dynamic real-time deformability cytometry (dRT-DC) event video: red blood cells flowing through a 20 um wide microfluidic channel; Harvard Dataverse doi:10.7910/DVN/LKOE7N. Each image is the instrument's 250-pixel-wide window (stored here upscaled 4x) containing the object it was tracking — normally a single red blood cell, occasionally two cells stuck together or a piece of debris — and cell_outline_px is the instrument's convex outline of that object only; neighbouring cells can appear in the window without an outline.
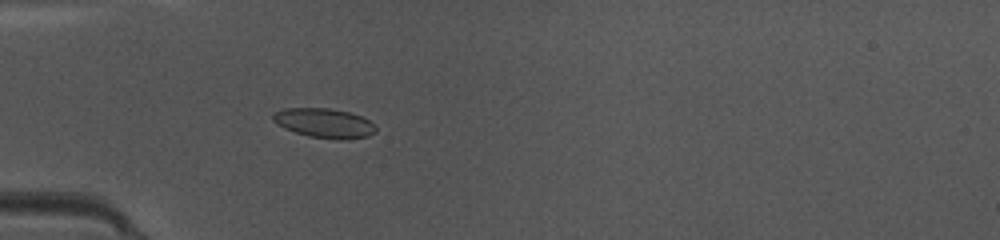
{"species": "common noctule bat (a hibernating species)", "species_latin": "Nyctalus noctula", "temperature_condition": "warm", "stored_images_in_passage": 34, "camera_frame_rate_fps": 3000, "um_per_image_px": 0.085, "animal": {"sex": "female", "body_mass_g": 10.0, "forearm_length_mm": 53.1}, "frame": {"image": 1, "passage_image": 1, "time_ms": 0.0, "image_size_px": [1000, 240], "cell_outline_px": [[376, 132], [368, 136], [348, 140], [336, 140], [308, 136], [284, 128], [276, 124], [272, 120], [272, 112], [284, 108], [328, 108], [348, 112], [360, 116], [368, 120], [376, 128]], "centroid_in_image_um": [27.53, 10.47], "position_along_channel_um": 57.5, "area_um2": 17.8}}
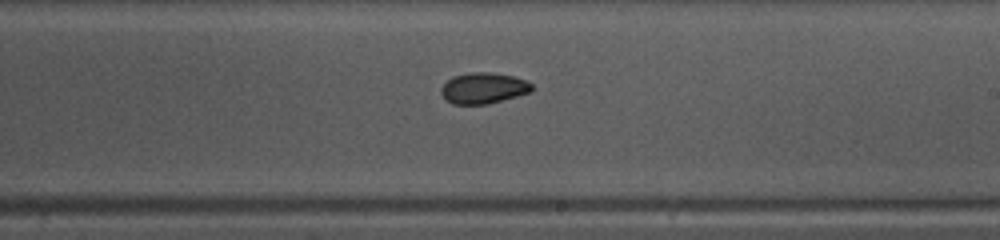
{"frame": {"image": 2, "passage_image": 15, "time_ms": 4.667, "image_size_px": [1000, 240], "cell_outline_px": [[532, 92], [488, 104], [452, 104], [444, 100], [440, 92], [440, 88], [452, 76], [468, 72], [488, 72], [512, 76], [528, 80], [532, 84]], "centroid_in_image_um": [41.08, 7.49], "position_along_channel_um": 247.9, "area_um2": 16.59}}
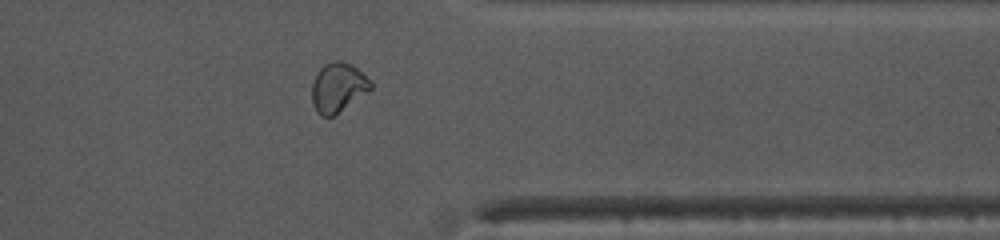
{"frame": {"image": 3, "passage_image": 25, "time_ms": 8.0, "image_size_px": [1000, 240], "cell_outline_px": [[372, 88], [332, 116], [320, 116], [316, 112], [312, 104], [312, 84], [316, 72], [324, 64], [336, 60], [340, 60], [352, 64], [372, 80]], "centroid_in_image_um": [28.71, 7.4], "position_along_channel_um": 382.7, "area_um2": 16.88}, "authors_computed_cell_mechanics": {"area_um2": 16.8198, "velocity_mm_per_s": 4.1782, "shape_relaxation_time_tau1_ms": 5.9858, "shape_relaxation_time_tau2_ms": 1.8519, "deformation_change_tau1": 0.1287, "deformation_change_tau2": 0.0481}}